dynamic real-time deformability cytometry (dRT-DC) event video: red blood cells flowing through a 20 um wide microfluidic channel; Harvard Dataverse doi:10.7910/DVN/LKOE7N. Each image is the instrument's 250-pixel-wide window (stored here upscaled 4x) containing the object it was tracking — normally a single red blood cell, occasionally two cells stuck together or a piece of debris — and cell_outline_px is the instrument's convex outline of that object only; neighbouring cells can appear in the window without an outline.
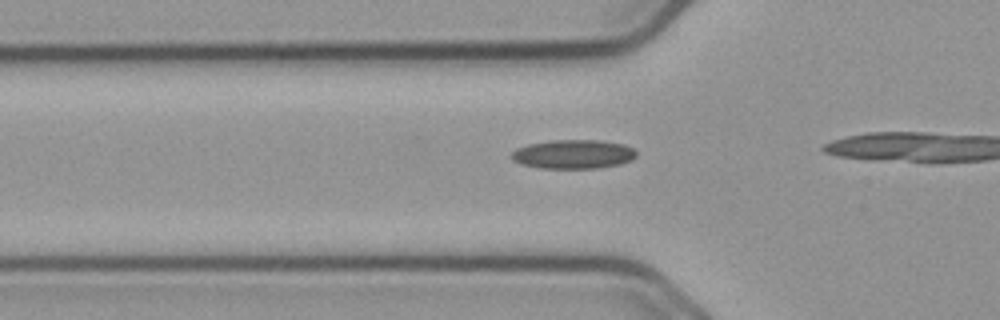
{"species": "common noctule bat (a hibernating species)", "species_latin": "Nyctalus noctula", "temperature_condition": "cold", "stored_images_in_passage": 17, "camera_frame_rate_fps": 3000, "um_per_image_px": 0.085, "animal": {"sex": "male", "body_mass_g": 23.1, "forearm_length_mm": 52.7}, "frame": {"image": 1, "passage_image": 12, "time_ms": 3.667, "image_size_px": [1000, 320], "cell_outline_px": [[636, 156], [620, 164], [596, 168], [540, 168], [520, 164], [512, 160], [512, 152], [516, 148], [528, 144], [552, 140], [600, 140], [624, 144], [632, 148], [636, 152]], "centroid_in_image_um": [48.7, 13.1], "position_along_channel_um": 77.1, "area_um2": 21.04}}
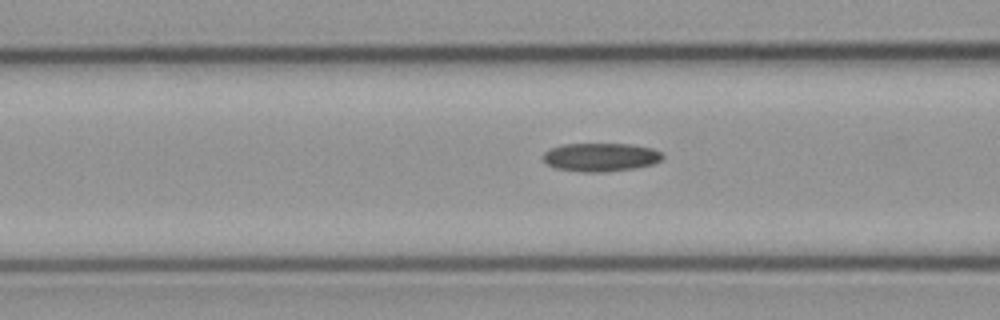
{"frame": {"image": 2, "passage_image": 15, "time_ms": 4.667, "image_size_px": [1000, 320], "cell_outline_px": [[664, 156], [660, 160], [652, 164], [636, 168], [604, 172], [580, 172], [556, 168], [548, 164], [544, 160], [544, 152], [560, 144], [632, 144], [652, 148], [660, 152]], "centroid_in_image_um": [51.06, 13.36], "position_along_channel_um": 115.5, "area_um2": 19.77}}